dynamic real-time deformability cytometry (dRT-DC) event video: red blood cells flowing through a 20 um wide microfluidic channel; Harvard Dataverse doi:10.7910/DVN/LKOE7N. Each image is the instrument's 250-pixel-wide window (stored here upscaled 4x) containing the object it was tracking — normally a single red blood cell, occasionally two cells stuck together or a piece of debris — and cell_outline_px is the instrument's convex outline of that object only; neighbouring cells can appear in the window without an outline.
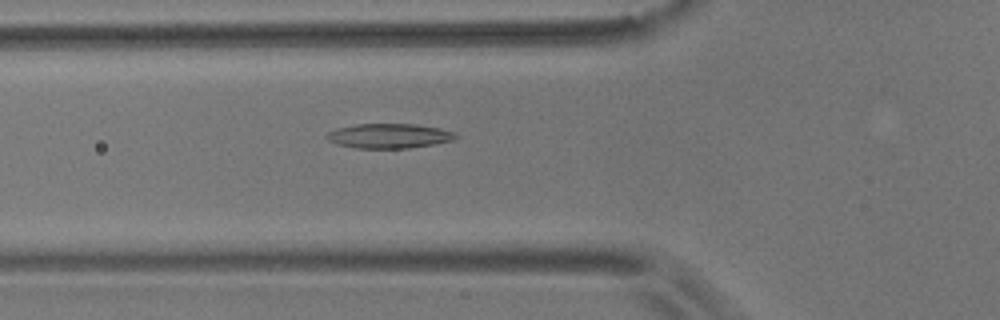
{"species": "common noctule bat (a hibernating species)", "species_latin": "Nyctalus noctula", "temperature_condition": "room temperature", "stored_images_in_passage": 41, "camera_frame_rate_fps": 3000, "um_per_image_px": 0.085, "animal": {"sex": "male", "body_mass_g": 17.9}, "frame": {"image": 1, "passage_image": 7, "time_ms": 2.0, "image_size_px": [1000, 320], "cell_outline_px": [[456, 136], [452, 140], [436, 144], [408, 148], [356, 148], [340, 144], [328, 140], [324, 136], [328, 132], [336, 128], [356, 124], [416, 124], [440, 128], [456, 132]], "centroid_in_image_um": [33.08, 11.54], "position_along_channel_um": 92.7, "area_um2": 18.5}}
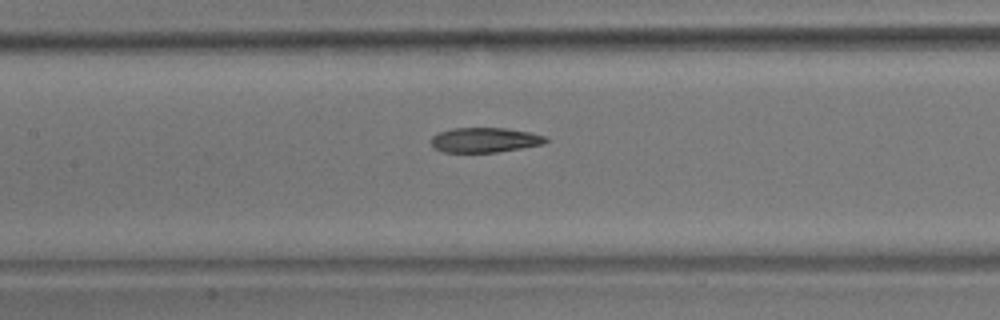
{"frame": {"image": 2, "passage_image": 13, "time_ms": 4.0, "image_size_px": [1000, 320], "cell_outline_px": [[548, 140], [544, 144], [496, 152], [444, 152], [432, 148], [428, 140], [432, 136], [440, 132], [452, 128], [504, 128], [528, 132], [544, 136]], "centroid_in_image_um": [41.13, 11.9], "position_along_channel_um": 166.3, "area_um2": 16.59}}
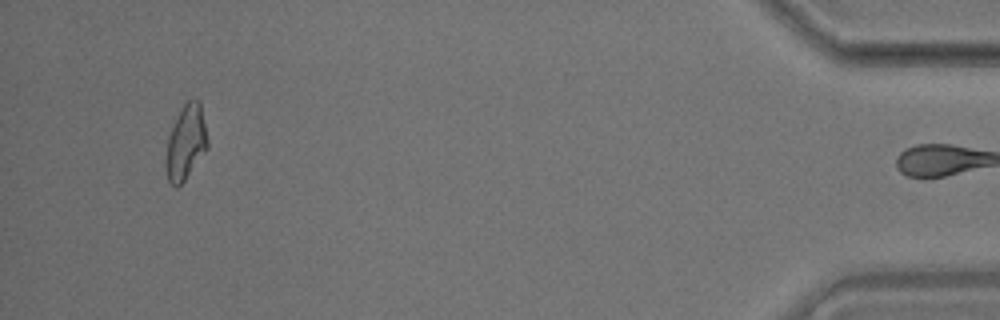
{"frame": {"image": 3, "passage_image": 40, "time_ms": 13.0, "image_size_px": [1000, 320], "cell_outline_px": [[208, 148], [184, 180], [176, 188], [168, 180], [164, 164], [164, 160], [168, 136], [184, 104], [188, 100], [200, 100], [208, 140]], "centroid_in_image_um": [15.79, 12.13], "position_along_channel_um": 419.4, "area_um2": 17.98}, "authors_computed_cell_mechanics": {"area_um2": 17.6868, "velocity_mm_per_s": 3.6338, "shape_relaxation_time_tau1_ms": 7.7349, "shape_relaxation_time_tau2_ms": 4.9694, "deformation_change_tau1": 0.1956, "deformation_change_tau2": 0.114}}